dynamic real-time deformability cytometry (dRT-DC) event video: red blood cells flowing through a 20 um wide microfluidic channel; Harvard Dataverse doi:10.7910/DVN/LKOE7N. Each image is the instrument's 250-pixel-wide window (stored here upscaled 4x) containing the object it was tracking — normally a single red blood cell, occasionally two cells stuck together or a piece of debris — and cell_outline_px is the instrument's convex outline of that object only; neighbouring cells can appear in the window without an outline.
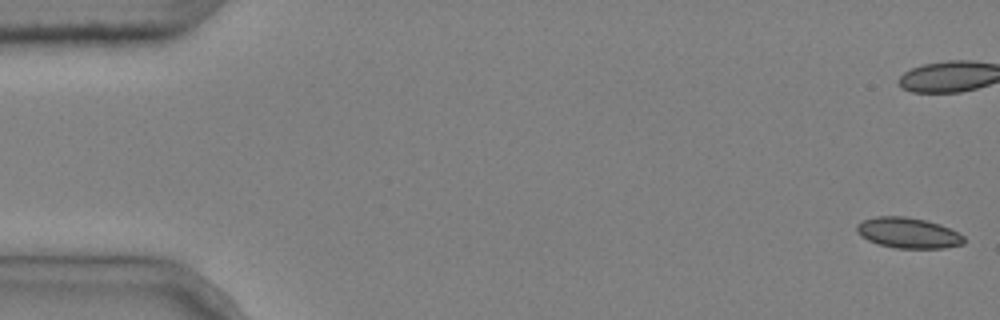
{"species": "common noctule bat (a hibernating species)", "species_latin": "Nyctalus noctula", "temperature_condition": "cold", "stored_images_in_passage": 5, "camera_frame_rate_fps": 3000, "um_per_image_px": 0.085, "animal": {"sex": "male", "body_mass_g": 20.4}, "frame": {"image": 1, "passage_image": 1, "time_ms": 0.0, "image_size_px": [1000, 320], "cell_outline_px": [[964, 244], [944, 248], [896, 248], [880, 244], [868, 240], [860, 236], [856, 232], [856, 224], [864, 220], [876, 216], [904, 216], [924, 220], [940, 224], [964, 236]], "centroid_in_image_um": [77.17, 19.79], "position_along_channel_um": 7.8, "area_um2": 19.02}}